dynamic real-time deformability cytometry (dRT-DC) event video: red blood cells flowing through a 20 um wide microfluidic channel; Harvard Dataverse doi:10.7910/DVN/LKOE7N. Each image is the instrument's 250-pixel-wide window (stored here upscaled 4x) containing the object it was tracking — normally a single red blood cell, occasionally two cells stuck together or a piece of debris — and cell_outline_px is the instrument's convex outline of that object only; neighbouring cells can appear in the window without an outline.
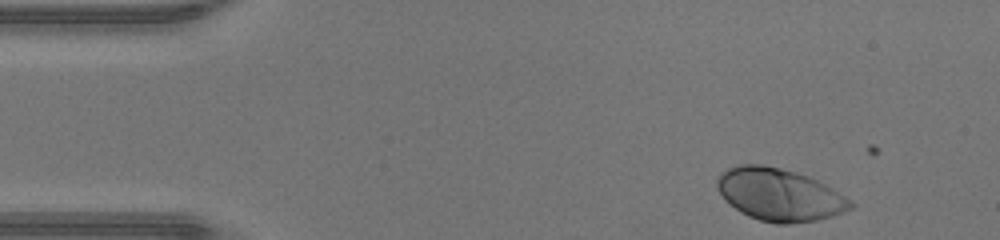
{"species": "human", "species_latin": "Homo sapiens", "temperature_condition": "warm", "stored_images_in_passage": 36, "camera_frame_rate_fps": 3000, "um_per_image_px": 0.085, "donor": {"sex": "male"}, "frame": {"image": 1, "passage_image": 1, "time_ms": 0.0, "image_size_px": [1000, 240], "cell_outline_px": [[856, 204], [852, 208], [832, 216], [816, 220], [788, 224], [776, 224], [760, 220], [748, 216], [740, 212], [724, 200], [716, 184], [716, 180], [728, 168], [740, 164], [760, 164], [780, 168], [796, 172], [808, 176], [832, 188]], "centroid_in_image_um": [66.24, 16.55], "position_along_channel_um": 18.8, "area_um2": 40.52}}
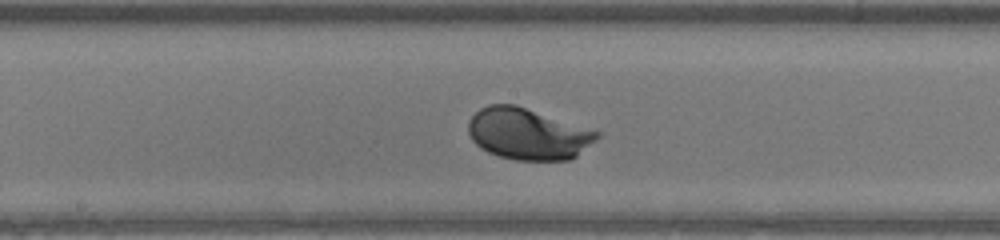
{"frame": {"image": 2, "passage_image": 20, "time_ms": 6.333, "image_size_px": [1000, 240], "cell_outline_px": [[600, 136], [596, 140], [576, 156], [568, 160], [516, 160], [500, 156], [488, 152], [480, 148], [472, 140], [468, 132], [468, 120], [480, 108], [488, 104], [516, 104], [600, 132]], "centroid_in_image_um": [44.84, 11.37], "position_along_channel_um": 203.4, "area_um2": 38.49}}
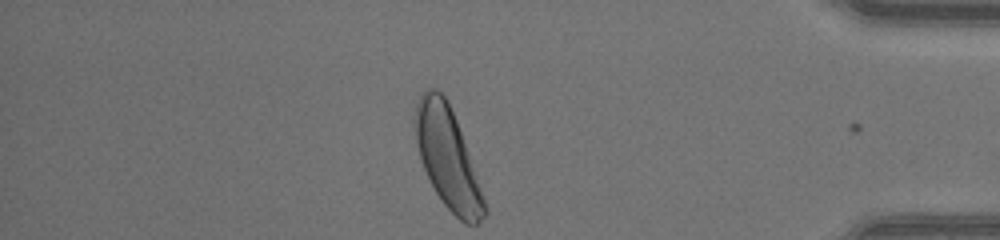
{"frame": {"image": 3, "passage_image": 36, "time_ms": 11.667, "image_size_px": [1000, 240], "cell_outline_px": [[488, 212], [476, 224], [464, 224], [444, 204], [436, 192], [424, 168], [420, 156], [416, 140], [412, 120], [416, 104], [424, 88], [436, 88], [448, 100], [456, 120], [488, 208]], "centroid_in_image_um": [38.02, 13.38], "position_along_channel_um": 397.2, "area_um2": 40.17}, "authors_computed_cell_mechanics": {"area_um2": 38.0902, "velocity_mm_per_s": 4.3602, "shape_relaxation_time_tau1_ms": 1.5359, "shape_relaxation_time_tau2_ms": null, "deformation_change_tau1": 0.1525, "deformation_change_tau2": null}}